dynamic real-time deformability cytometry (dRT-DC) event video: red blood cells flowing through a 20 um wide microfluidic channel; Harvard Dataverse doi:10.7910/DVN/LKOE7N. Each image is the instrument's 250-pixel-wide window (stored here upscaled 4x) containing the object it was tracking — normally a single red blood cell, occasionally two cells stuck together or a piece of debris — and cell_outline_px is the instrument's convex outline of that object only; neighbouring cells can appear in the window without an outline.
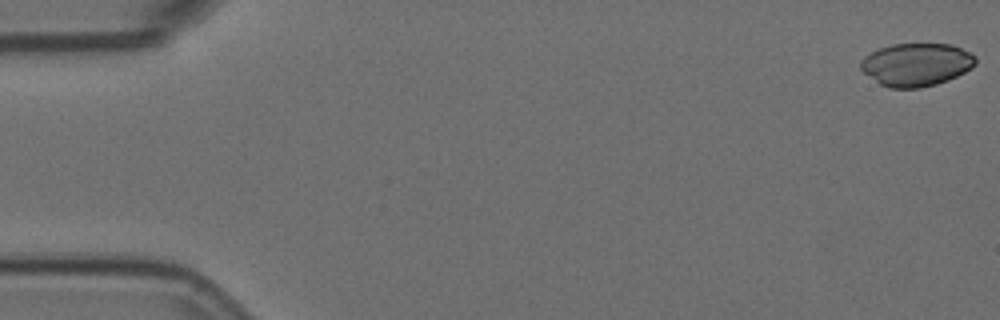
{"species": "Egyptian fruit bat (a non-hibernating species)", "species_latin": "Rousettus aegyptiacus", "temperature_condition": "room temperature", "stored_images_in_passage": 58, "segment_of_instrument_passage": [1, 2], "camera_frame_rate_fps": 3000, "um_per_image_px": 0.085, "animal": {"sex": "female"}, "frame": {"image": 1, "passage_image": 1, "time_ms": 0.0, "image_size_px": [1000, 320], "cell_outline_px": [[976, 64], [972, 68], [948, 80], [936, 84], [920, 88], [888, 88], [880, 84], [864, 72], [860, 68], [860, 60], [864, 56], [880, 48], [892, 44], [952, 44], [976, 56]], "centroid_in_image_um": [77.89, 5.49], "position_along_channel_um": 7.1, "area_um2": 28.73}}
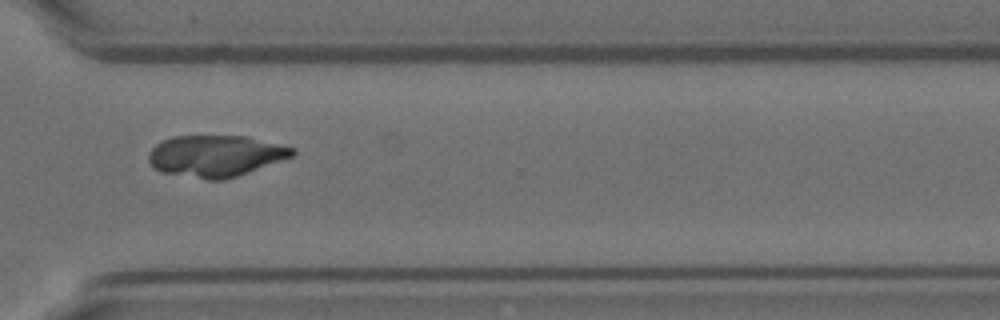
{"frame": {"image": 2, "passage_image": 42, "time_ms": 13.667, "image_size_px": [1000, 320], "cell_outline_px": [[296, 152], [292, 156], [236, 176], [224, 180], [208, 180], [160, 172], [148, 160], [148, 152], [156, 144], [172, 136], [248, 136], [296, 148]], "centroid_in_image_um": [18.31, 13.24], "position_along_channel_um": 352.3, "area_um2": 34.62}}
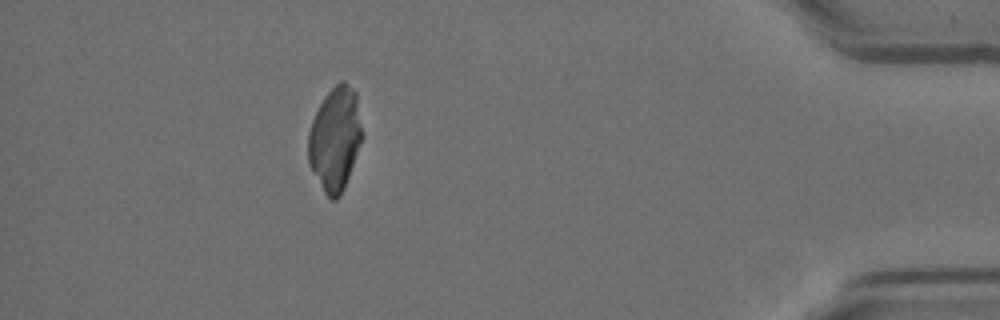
{"frame": {"image": 3, "passage_image": 51, "time_ms": 16.667, "image_size_px": [1000, 320], "cell_outline_px": [[364, 136], [344, 188], [340, 196], [336, 200], [332, 200], [324, 192], [308, 164], [308, 132], [312, 120], [324, 96], [340, 80], [344, 80], [356, 92]], "centroid_in_image_um": [28.49, 11.79], "position_along_channel_um": 406.7, "area_um2": 32.83}}